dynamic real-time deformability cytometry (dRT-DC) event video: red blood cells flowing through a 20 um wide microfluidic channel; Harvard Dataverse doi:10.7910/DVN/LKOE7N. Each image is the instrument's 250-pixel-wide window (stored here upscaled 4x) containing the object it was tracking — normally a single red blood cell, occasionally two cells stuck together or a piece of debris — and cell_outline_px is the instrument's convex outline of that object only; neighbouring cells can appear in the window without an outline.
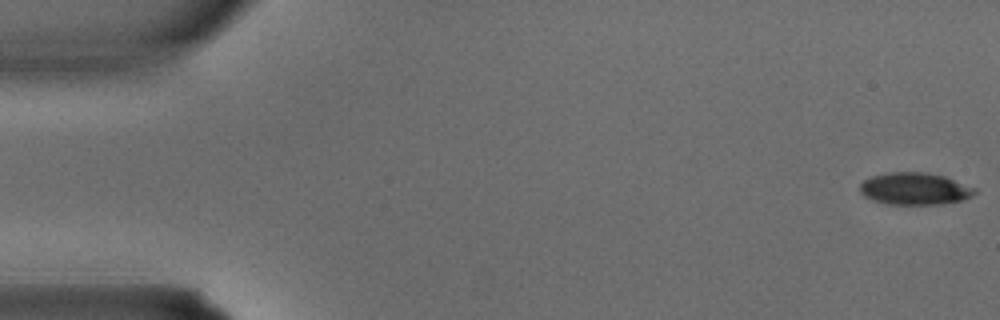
{"species": "common noctule bat (a hibernating species)", "species_latin": "Nyctalus noctula", "temperature_condition": "warm", "stored_images_in_passage": 4, "camera_frame_rate_fps": 3000, "um_per_image_px": 0.085, "animal": {"sex": "male", "body_mass_g": 15.6}, "frame": {"image": 1, "passage_image": 1, "time_ms": 0.0, "image_size_px": [1000, 320], "cell_outline_px": [[976, 192], [972, 196], [964, 200], [944, 204], [888, 204], [872, 200], [864, 196], [860, 192], [860, 184], [864, 180], [872, 176], [888, 172], [928, 172], [944, 176], [976, 188]], "centroid_in_image_um": [77.76, 16.04], "position_along_channel_um": 7.2, "area_um2": 21.62}}
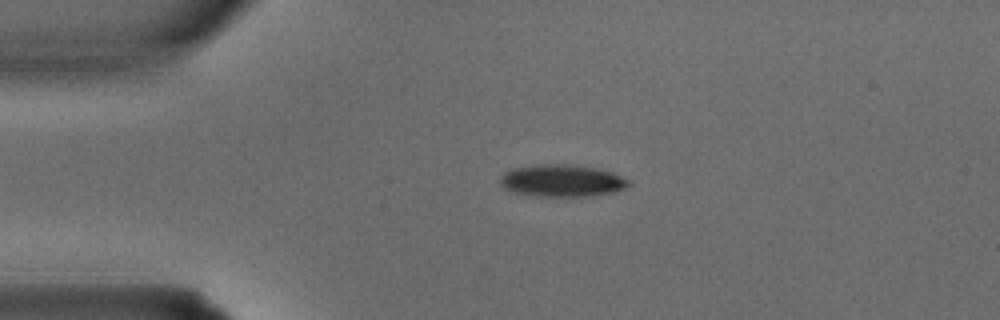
{"frame": {"image": 2, "passage_image": 3, "time_ms": 0.667, "image_size_px": [1000, 320], "cell_outline_px": [[632, 184], [624, 188], [612, 192], [584, 196], [536, 196], [512, 192], [504, 188], [500, 184], [500, 176], [504, 172], [512, 168], [536, 164], [572, 164], [596, 168], [612, 172], [632, 180]], "centroid_in_image_um": [47.75, 15.34], "position_along_channel_um": 37.2, "area_um2": 24.28}}